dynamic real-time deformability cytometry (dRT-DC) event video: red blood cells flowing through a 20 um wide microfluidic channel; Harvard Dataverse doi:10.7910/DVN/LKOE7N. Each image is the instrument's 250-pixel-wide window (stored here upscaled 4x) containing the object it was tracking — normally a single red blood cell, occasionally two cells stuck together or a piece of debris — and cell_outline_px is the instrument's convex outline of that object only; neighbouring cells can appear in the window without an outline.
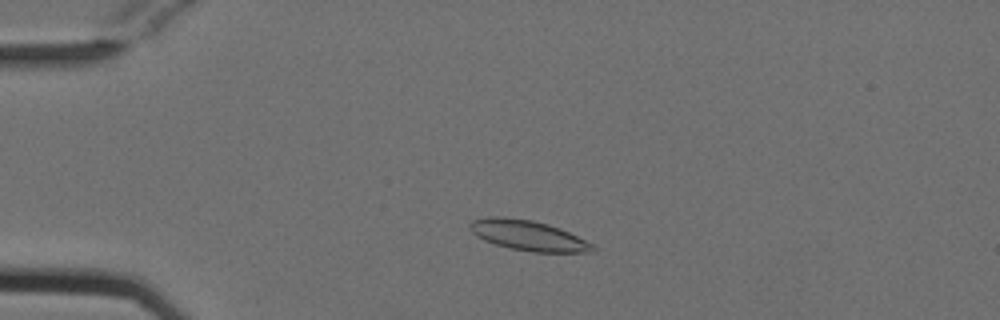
{"species": "Egyptian fruit bat (a non-hibernating species)", "species_latin": "Rousettus aegyptiacus", "temperature_condition": "cold", "stored_images_in_passage": 50, "camera_frame_rate_fps": 3000, "um_per_image_px": 0.085, "animal": {"sex": "female"}, "frame": {"image": 1, "passage_image": 9, "time_ms": 2.667, "image_size_px": [1000, 320], "cell_outline_px": [[596, 252], [532, 252], [508, 248], [484, 240], [476, 236], [468, 228], [468, 224], [472, 220], [488, 216], [504, 216], [532, 220], [548, 224], [560, 228], [596, 244]], "centroid_in_image_um": [44.91, 20.01], "position_along_channel_um": 40.1, "area_um2": 22.02}}
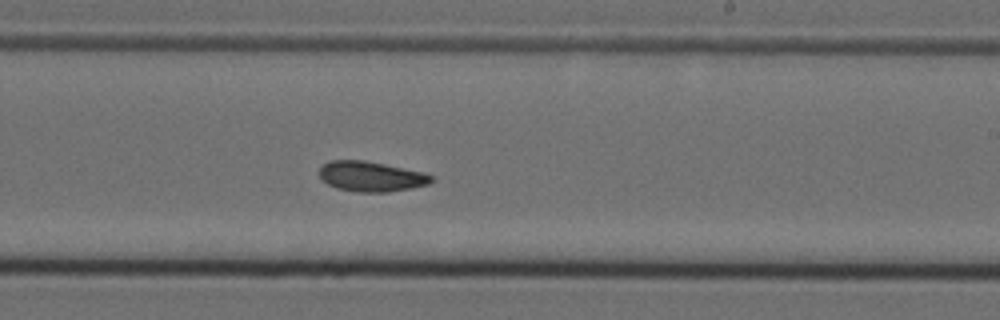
{"frame": {"image": 2, "passage_image": 29, "time_ms": 9.333, "image_size_px": [1000, 320], "cell_outline_px": [[432, 180], [428, 184], [412, 188], [388, 192], [356, 192], [336, 188], [328, 184], [320, 176], [320, 168], [328, 160], [364, 160], [424, 172], [432, 176]], "centroid_in_image_um": [31.54, 15.0], "position_along_channel_um": 257.5, "area_um2": 19.59}}
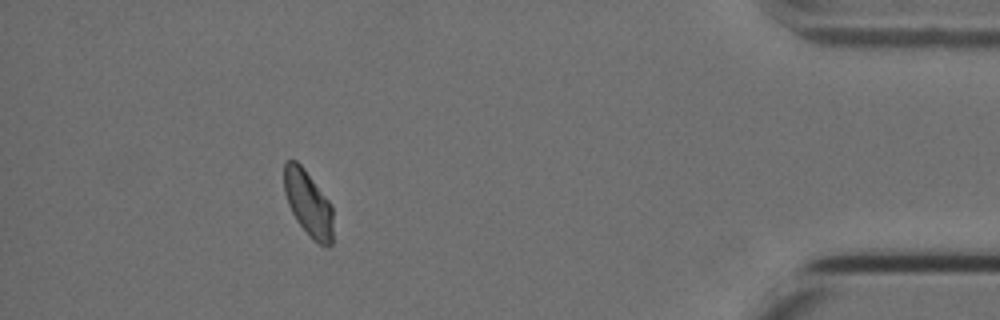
{"frame": {"image": 3, "passage_image": 45, "time_ms": 14.667, "image_size_px": [1000, 320], "cell_outline_px": [[332, 244], [320, 244], [312, 240], [296, 220], [288, 204], [284, 192], [284, 164], [288, 160], [296, 160], [304, 168], [332, 204]], "centroid_in_image_um": [26.19, 17.27], "position_along_channel_um": 409.0, "area_um2": 18.67}, "authors_computed_cell_mechanics": {"area_um2": 19.7676, "velocity_mm_per_s": 3.7756, "shape_relaxation_time_tau1_ms": 6.3627, "shape_relaxation_time_tau2_ms": 4.016, "deformation_change_tau1": 0.1486, "deformation_change_tau2": 0.0931}}